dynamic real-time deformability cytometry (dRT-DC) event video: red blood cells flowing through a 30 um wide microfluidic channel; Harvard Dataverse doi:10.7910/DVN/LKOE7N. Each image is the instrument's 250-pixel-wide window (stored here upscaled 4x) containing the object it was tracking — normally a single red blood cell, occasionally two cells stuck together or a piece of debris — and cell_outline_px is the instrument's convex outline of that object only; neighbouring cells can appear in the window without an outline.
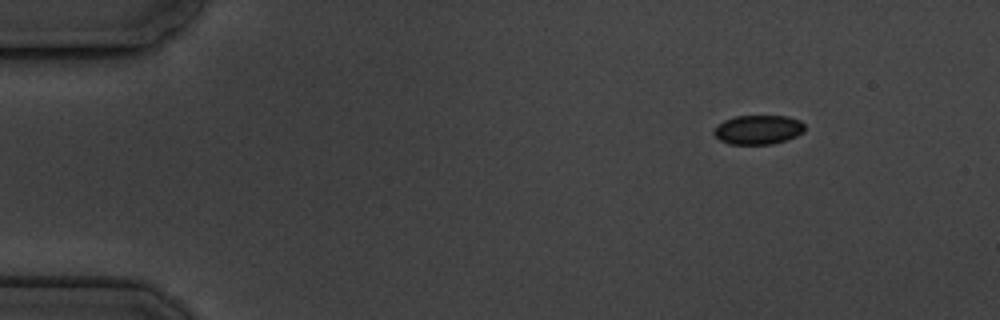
{"species": "common noctule bat (a hibernating species)", "species_latin": "Nyctalus noctula", "temperature_condition": "cold", "stored_images_in_passage": 4, "camera_frame_rate_fps": 3000, "um_per_image_px": 0.085, "animal": {"sex": "male", "body_mass_g": 19.5, "forearm_length_mm": 54.6}, "frame": {"image": 1, "passage_image": 1, "time_ms": 0.0, "image_size_px": [1000, 320], "cell_outline_px": [[804, 132], [796, 136], [772, 144], [728, 144], [720, 140], [712, 132], [724, 120], [736, 116], [788, 116], [800, 120], [804, 124]], "centroid_in_image_um": [64.46, 11.02], "position_along_channel_um": 20.5, "area_um2": 15.37}}
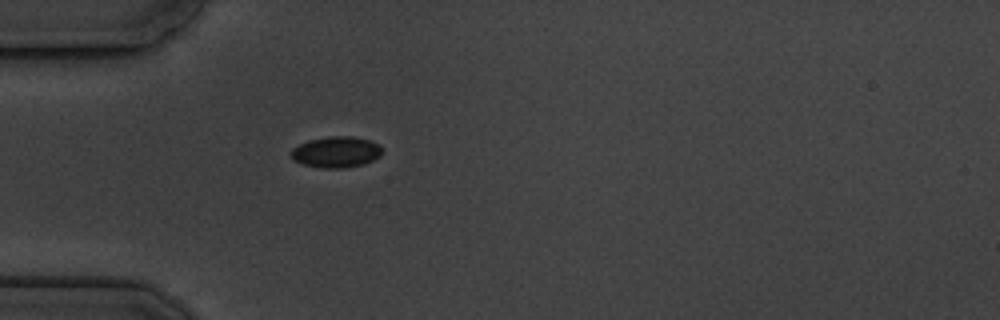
{"frame": {"image": 2, "passage_image": 4, "time_ms": 3.333, "image_size_px": [1000, 320], "cell_outline_px": [[380, 156], [364, 164], [344, 168], [320, 168], [304, 164], [292, 160], [292, 148], [308, 140], [328, 136], [352, 136], [368, 140], [380, 144]], "centroid_in_image_um": [28.56, 12.92], "position_along_channel_um": 56.4, "area_um2": 16.42}}